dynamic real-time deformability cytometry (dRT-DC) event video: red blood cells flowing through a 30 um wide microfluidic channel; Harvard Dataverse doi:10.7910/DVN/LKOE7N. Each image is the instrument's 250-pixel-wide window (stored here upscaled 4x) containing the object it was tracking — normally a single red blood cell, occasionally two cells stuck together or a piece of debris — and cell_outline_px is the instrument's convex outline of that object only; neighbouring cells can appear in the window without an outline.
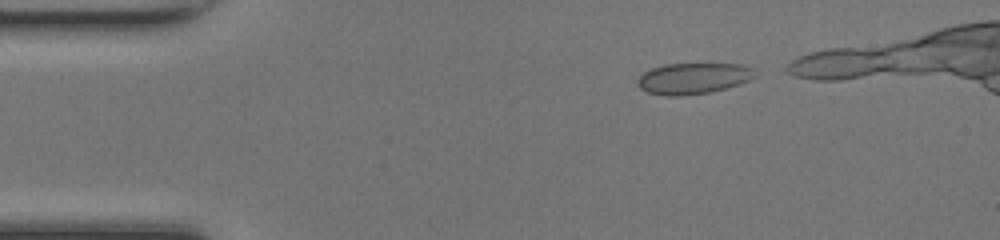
{"species": "common noctule bat (a hibernating species)", "species_latin": "Nyctalus noctula", "temperature_condition": "room temperature", "stored_images_in_passage": 30, "camera_frame_rate_fps": 3000, "um_per_image_px": 0.085, "animal": {"sex": "female", "body_mass_g": 17.0, "forearm_length_mm": 48.0}, "frame": {"image": 1, "passage_image": 2, "time_ms": 0.333, "image_size_px": [1000, 240], "cell_outline_px": [[756, 76], [748, 80], [724, 88], [708, 92], [680, 96], [668, 96], [648, 92], [640, 88], [636, 84], [636, 80], [644, 72], [652, 68], [664, 64], [740, 64], [752, 68], [756, 72]], "centroid_in_image_um": [58.88, 6.66], "position_along_channel_um": 26.1, "area_um2": 21.04}}
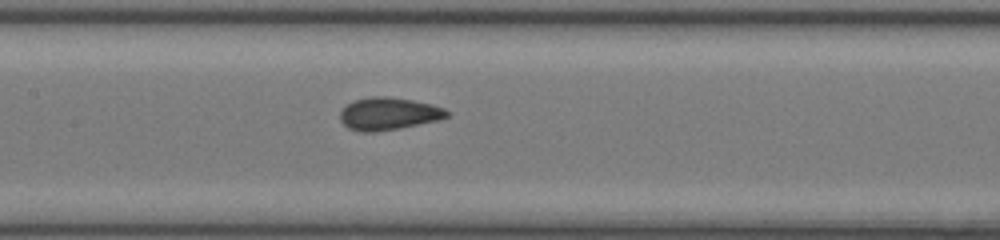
{"frame": {"image": 2, "passage_image": 17, "time_ms": 5.333, "image_size_px": [1000, 240], "cell_outline_px": [[448, 116], [436, 120], [400, 128], [372, 132], [360, 132], [348, 128], [340, 120], [340, 112], [352, 100], [372, 96], [388, 96], [412, 100], [432, 104], [444, 108], [448, 112]], "centroid_in_image_um": [32.99, 9.66], "position_along_channel_um": 174.4, "area_um2": 20.11}}
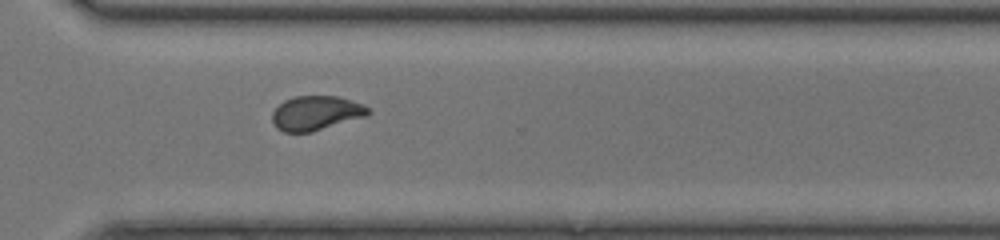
{"frame": {"image": 3, "passage_image": 29, "time_ms": 9.333, "image_size_px": [1000, 240], "cell_outline_px": [[372, 112], [364, 116], [312, 132], [284, 132], [276, 128], [272, 120], [272, 112], [284, 100], [296, 96], [336, 96], [364, 104]], "centroid_in_image_um": [26.84, 9.61], "position_along_channel_um": 343.8, "area_um2": 19.07}}